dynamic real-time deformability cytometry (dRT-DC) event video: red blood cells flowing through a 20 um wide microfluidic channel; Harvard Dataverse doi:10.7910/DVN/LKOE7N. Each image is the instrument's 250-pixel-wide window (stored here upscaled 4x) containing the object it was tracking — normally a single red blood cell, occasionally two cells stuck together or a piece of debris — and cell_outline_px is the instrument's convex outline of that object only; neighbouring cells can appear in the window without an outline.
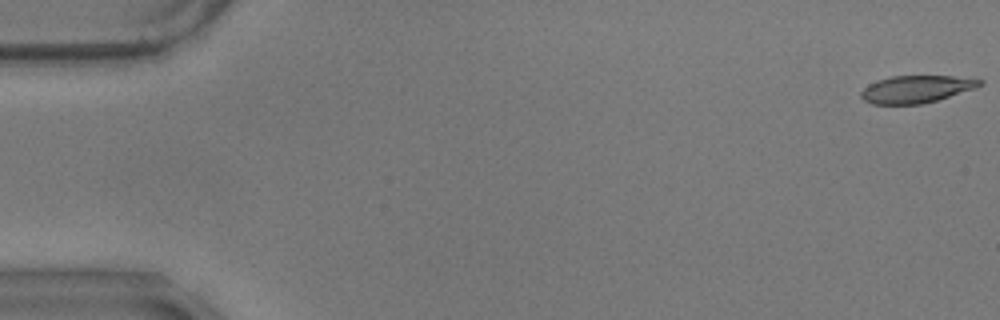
{"species": "common noctule bat (a hibernating species)", "species_latin": "Nyctalus noctula", "temperature_condition": "warm", "stored_images_in_passage": 5, "camera_frame_rate_fps": 3000, "um_per_image_px": 0.085, "animal": {"sex": "male", "body_mass_g": 17.9}, "frame": {"image": 1, "passage_image": 1, "time_ms": 0.0, "image_size_px": [1000, 320], "cell_outline_px": [[984, 84], [976, 88], [936, 100], [920, 104], [872, 104], [864, 100], [860, 96], [860, 92], [868, 84], [876, 80], [892, 76], [952, 76], [984, 80]], "centroid_in_image_um": [77.87, 7.57], "position_along_channel_um": 7.1, "area_um2": 18.9}}